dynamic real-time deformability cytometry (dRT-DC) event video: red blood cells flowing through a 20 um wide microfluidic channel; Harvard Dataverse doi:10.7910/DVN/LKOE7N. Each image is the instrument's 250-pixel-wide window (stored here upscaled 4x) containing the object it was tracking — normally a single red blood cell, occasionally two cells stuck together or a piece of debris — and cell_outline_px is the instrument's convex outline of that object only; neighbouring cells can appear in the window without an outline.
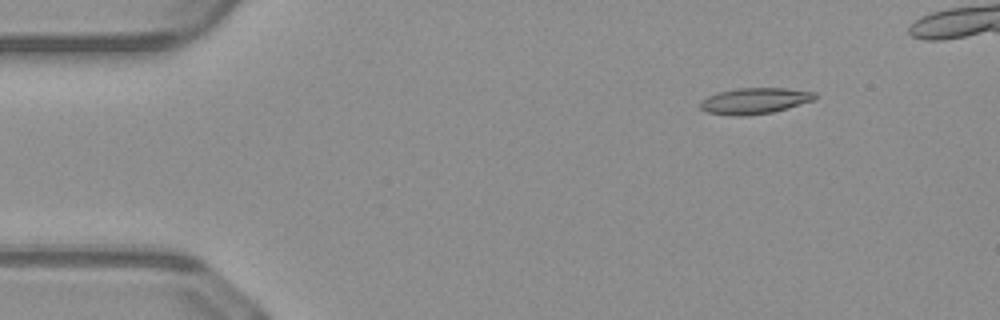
{"species": "common noctule bat (a hibernating species)", "species_latin": "Nyctalus noctula", "temperature_condition": "warm", "stored_images_in_passage": 10, "segment_of_instrument_passage": [1, 2], "camera_frame_rate_fps": 3000, "um_per_image_px": 0.085, "animal": {"sex": "male", "body_mass_g": 23.1, "forearm_length_mm": 52.7}, "frame": {"image": 1, "passage_image": 1, "time_ms": 0.0, "image_size_px": [1000, 320], "cell_outline_px": [[816, 96], [812, 100], [772, 112], [744, 116], [736, 116], [704, 112], [700, 108], [700, 100], [716, 92], [736, 88], [784, 88], [816, 92]], "centroid_in_image_um": [64.06, 8.57], "position_along_channel_um": 20.9, "area_um2": 17.34}}